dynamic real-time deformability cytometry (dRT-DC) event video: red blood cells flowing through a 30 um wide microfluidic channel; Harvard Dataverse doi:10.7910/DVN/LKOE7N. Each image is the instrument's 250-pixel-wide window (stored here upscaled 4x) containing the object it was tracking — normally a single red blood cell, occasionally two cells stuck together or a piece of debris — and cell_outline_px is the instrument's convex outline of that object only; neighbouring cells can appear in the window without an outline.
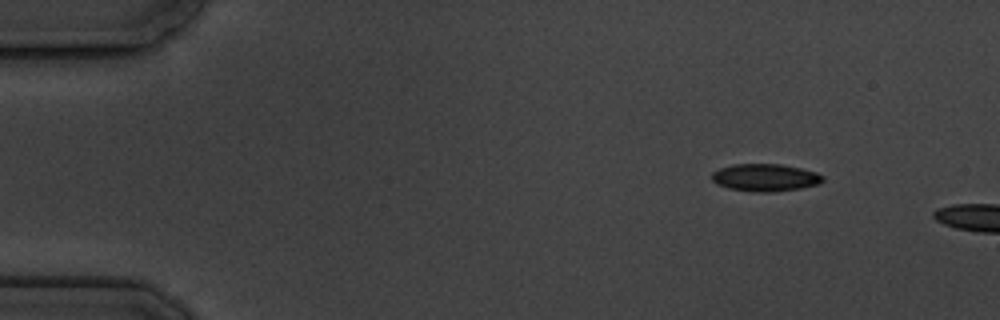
{"species": "common noctule bat (a hibernating species)", "species_latin": "Nyctalus noctula", "temperature_condition": "cold", "stored_images_in_passage": 4, "camera_frame_rate_fps": 3000, "um_per_image_px": 0.085, "animal": {"sex": "male", "body_mass_g": 19.5, "forearm_length_mm": 54.6}, "frame": {"image": 1, "passage_image": 1, "time_ms": 0.0, "image_size_px": [1000, 320], "cell_outline_px": [[824, 180], [820, 184], [800, 188], [772, 192], [752, 192], [728, 188], [716, 184], [712, 180], [712, 172], [720, 168], [732, 164], [780, 164], [800, 168], [816, 172], [824, 176]], "centroid_in_image_um": [65.04, 15.09], "position_along_channel_um": 20.0, "area_um2": 17.86}}
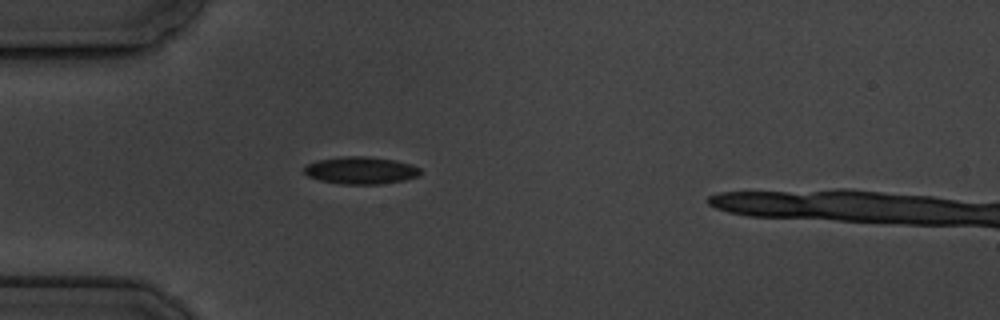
{"frame": {"image": 2, "passage_image": 4, "time_ms": 3.333, "image_size_px": [1000, 320], "cell_outline_px": [[420, 176], [404, 180], [380, 184], [340, 184], [320, 180], [308, 176], [304, 172], [304, 168], [308, 164], [316, 160], [344, 156], [364, 156], [392, 160], [412, 164], [420, 168]], "centroid_in_image_um": [30.67, 14.48], "position_along_channel_um": 54.3, "area_um2": 18.44}}